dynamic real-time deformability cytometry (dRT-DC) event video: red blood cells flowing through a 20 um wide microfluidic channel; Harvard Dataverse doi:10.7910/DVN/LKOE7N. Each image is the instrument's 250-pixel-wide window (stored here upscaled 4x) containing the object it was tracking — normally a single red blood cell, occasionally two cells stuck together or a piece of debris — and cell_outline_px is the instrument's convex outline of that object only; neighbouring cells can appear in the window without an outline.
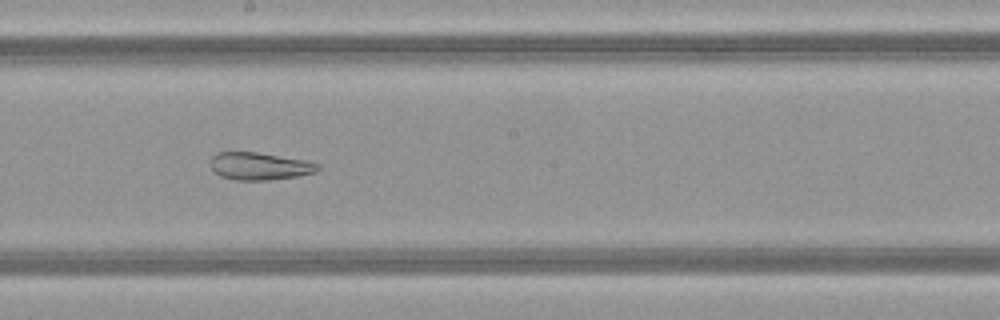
{"species": "common noctule bat (a hibernating species)", "species_latin": "Nyctalus noctula", "temperature_condition": "warm", "stored_images_in_passage": 33, "camera_frame_rate_fps": 3000, "um_per_image_px": 0.085, "animal": {"sex": "female", "body_mass_g": 21.9}, "frame": {"image": 1, "passage_image": 15, "time_ms": 4.667, "image_size_px": [1000, 320], "cell_outline_px": [[320, 168], [316, 172], [296, 176], [268, 180], [236, 180], [220, 176], [208, 164], [212, 156], [216, 152], [256, 152], [308, 160], [320, 164]], "centroid_in_image_um": [22.06, 14.11], "position_along_channel_um": 226.1, "area_um2": 17.34}, "authors_computed_cell_mechanics": {"area_um2": 22.4842, "velocity_mm_per_s": 4.1681, "shape_relaxation_time_tau1_ms": null, "shape_relaxation_time_tau2_ms": 2.2597, "deformation_change_tau1": null, "deformation_change_tau2": 0.1076}}